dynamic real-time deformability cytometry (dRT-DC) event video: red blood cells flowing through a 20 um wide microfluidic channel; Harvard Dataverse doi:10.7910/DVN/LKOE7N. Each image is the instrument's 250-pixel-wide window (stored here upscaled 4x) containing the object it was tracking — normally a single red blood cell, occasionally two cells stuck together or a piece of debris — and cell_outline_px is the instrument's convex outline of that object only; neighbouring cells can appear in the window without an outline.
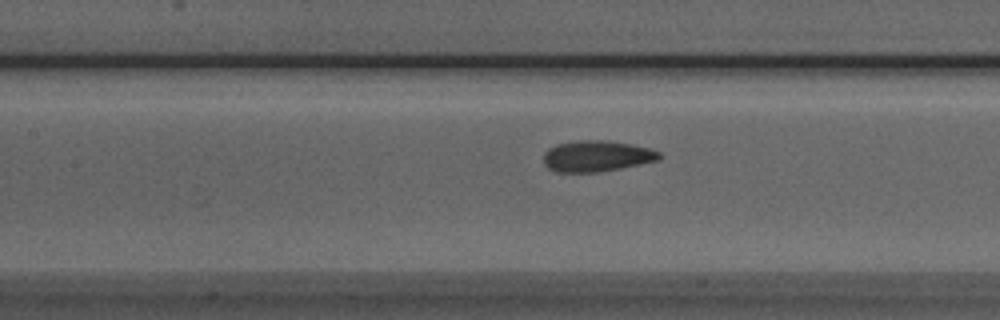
{"species": "Egyptian fruit bat (a non-hibernating species)", "species_latin": "Rousettus aegyptiacus", "temperature_condition": "room temperature", "stored_images_in_passage": 36, "camera_frame_rate_fps": 3000, "um_per_image_px": 0.085, "animal": {"sex": "male"}, "frame": {"image": 1, "passage_image": 13, "time_ms": 4.0, "image_size_px": [1000, 320], "cell_outline_px": [[660, 160], [620, 168], [596, 172], [556, 172], [548, 168], [544, 164], [544, 152], [548, 148], [556, 144], [580, 140], [608, 140], [632, 144], [648, 148], [660, 152]], "centroid_in_image_um": [50.7, 13.26], "position_along_channel_um": 156.7, "area_um2": 20.98}}
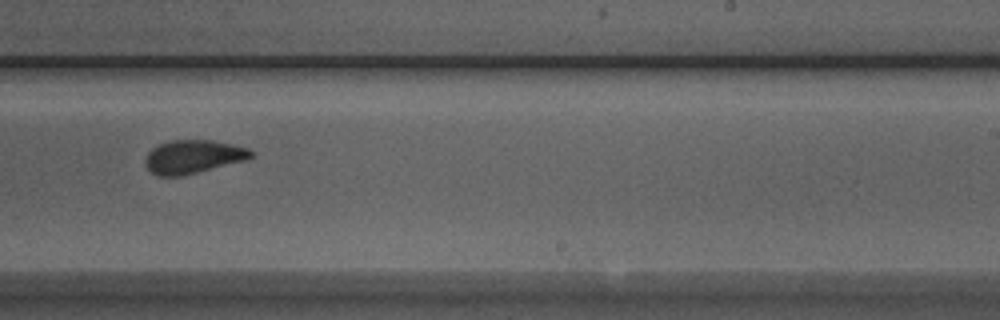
{"frame": {"image": 2, "passage_image": 22, "time_ms": 7.0, "image_size_px": [1000, 320], "cell_outline_px": [[256, 152], [248, 160], [180, 176], [156, 176], [144, 164], [144, 160], [148, 152], [152, 148], [168, 140], [212, 140], [232, 144], [248, 148]], "centroid_in_image_um": [16.43, 13.31], "position_along_channel_um": 272.6, "area_um2": 20.75}}
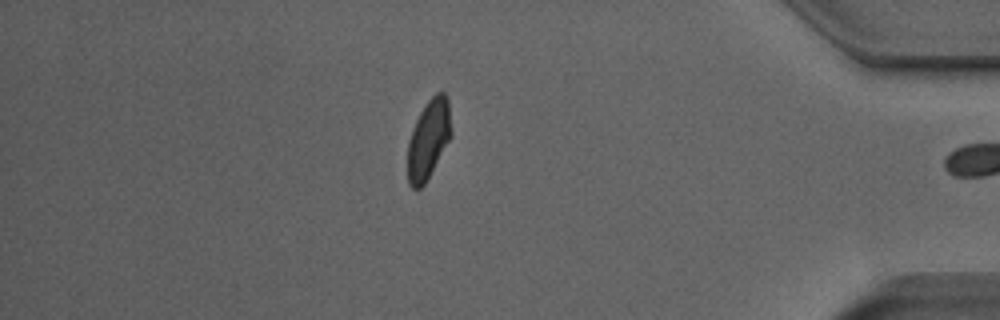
{"frame": {"image": 3, "passage_image": 35, "time_ms": 11.333, "image_size_px": [1000, 320], "cell_outline_px": [[452, 136], [424, 184], [420, 188], [412, 188], [408, 184], [408, 140], [412, 128], [420, 112], [428, 100], [436, 92], [444, 92], [448, 96], [452, 132]], "centroid_in_image_um": [36.43, 11.8], "position_along_channel_um": 398.8, "area_um2": 20.17}, "authors_computed_cell_mechanics": {"area_um2": 21.1548, "velocity_mm_per_s": 3.8744, "shape_relaxation_time_tau1_ms": 4.328, "shape_relaxation_time_tau2_ms": 1.7656, "deformation_change_tau1": 0.1333, "deformation_change_tau2": 0.0584}}